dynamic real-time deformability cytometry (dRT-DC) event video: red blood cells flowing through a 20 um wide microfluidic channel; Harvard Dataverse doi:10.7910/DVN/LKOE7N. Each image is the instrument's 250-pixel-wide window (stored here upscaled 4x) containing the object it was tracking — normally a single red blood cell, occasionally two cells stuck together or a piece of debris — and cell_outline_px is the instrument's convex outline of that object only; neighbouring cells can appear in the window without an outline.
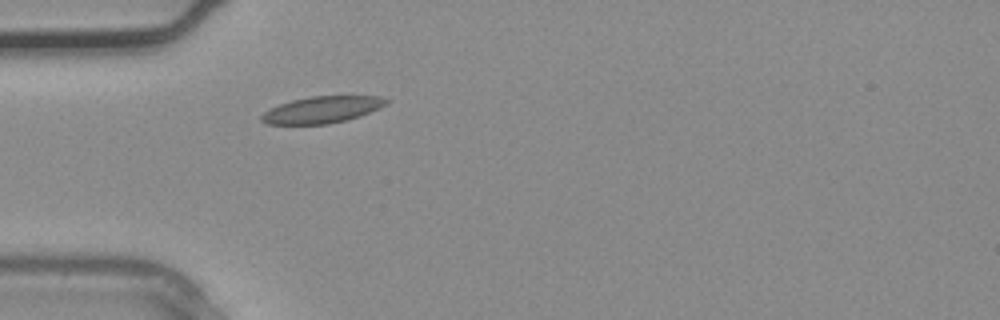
{"species": "common noctule bat (a hibernating species)", "species_latin": "Nyctalus noctula", "temperature_condition": "warm", "stored_images_in_passage": 4, "camera_frame_rate_fps": 3000, "um_per_image_px": 0.085, "animal": {"sex": "male", "body_mass_g": 20.4}, "frame": {"image": 1, "passage_image": 4, "time_ms": 1.0, "image_size_px": [1000, 320], "cell_outline_px": [[388, 104], [380, 108], [360, 116], [348, 120], [328, 124], [268, 124], [260, 120], [260, 116], [264, 112], [280, 104], [292, 100], [312, 96], [380, 96], [388, 100]], "centroid_in_image_um": [27.4, 9.33], "position_along_channel_um": 57.6, "area_um2": 19.36}}